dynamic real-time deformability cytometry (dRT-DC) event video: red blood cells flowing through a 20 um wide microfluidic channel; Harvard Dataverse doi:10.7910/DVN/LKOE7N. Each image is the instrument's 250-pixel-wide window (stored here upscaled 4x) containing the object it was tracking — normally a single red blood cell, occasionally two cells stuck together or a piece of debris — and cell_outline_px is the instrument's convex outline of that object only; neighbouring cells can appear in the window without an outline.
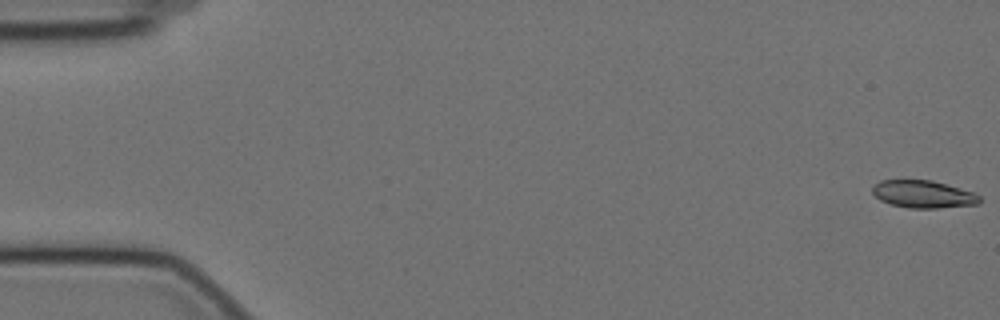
{"species": "Egyptian fruit bat (a non-hibernating species)", "species_latin": "Rousettus aegyptiacus", "temperature_condition": "cold", "stored_images_in_passage": 28, "camera_frame_rate_fps": 3000, "um_per_image_px": 0.085, "animal": {"sex": "female"}, "frame": {"image": 1, "passage_image": 1, "time_ms": 0.0, "image_size_px": [1000, 320], "cell_outline_px": [[980, 200], [976, 204], [936, 208], [908, 208], [892, 204], [880, 200], [872, 192], [872, 188], [880, 180], [932, 180], [972, 192], [980, 196]], "centroid_in_image_um": [78.44, 16.5], "position_along_channel_um": 6.6, "area_um2": 16.88}}
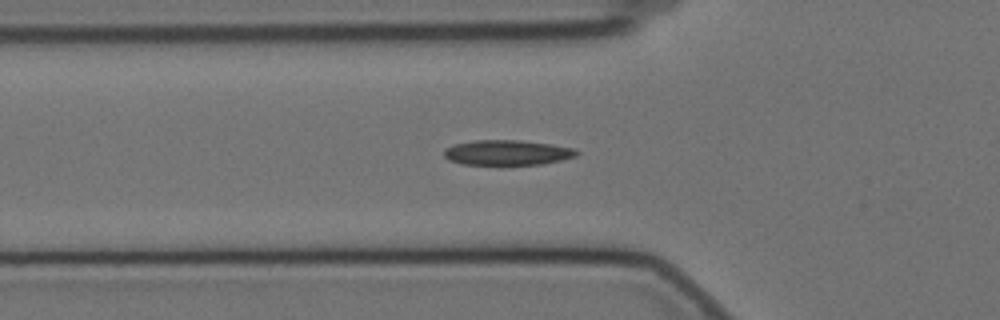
{"frame": {"image": 2, "passage_image": 20, "time_ms": 6.333, "image_size_px": [1000, 320], "cell_outline_px": [[580, 152], [576, 156], [560, 160], [540, 164], [460, 164], [448, 160], [444, 156], [444, 148], [456, 144], [476, 140], [520, 140], [552, 144], [572, 148]], "centroid_in_image_um": [43.09, 12.96], "position_along_channel_um": 82.7, "area_um2": 19.25}}
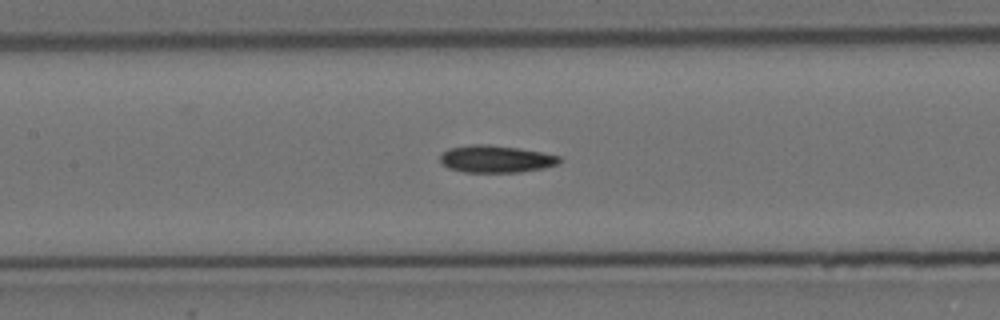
{"frame": {"image": 3, "passage_image": 27, "time_ms": 8.667, "image_size_px": [1000, 320], "cell_outline_px": [[560, 164], [544, 168], [520, 172], [464, 172], [448, 168], [440, 164], [440, 152], [448, 148], [468, 144], [488, 144], [520, 148], [560, 156]], "centroid_in_image_um": [42.1, 13.51], "position_along_channel_um": 165.3, "area_um2": 19.25}}